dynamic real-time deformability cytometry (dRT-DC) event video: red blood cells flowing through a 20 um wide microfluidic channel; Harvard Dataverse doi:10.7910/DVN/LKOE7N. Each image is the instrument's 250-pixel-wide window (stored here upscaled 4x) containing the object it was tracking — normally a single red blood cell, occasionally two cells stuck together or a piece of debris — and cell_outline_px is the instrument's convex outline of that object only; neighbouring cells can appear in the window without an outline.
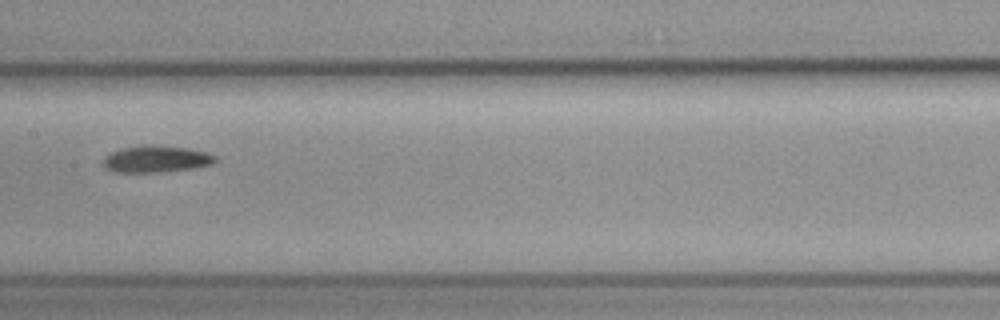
{"species": "common noctule bat (a hibernating species)", "species_latin": "Nyctalus noctula", "temperature_condition": "cold", "stored_images_in_passage": 15, "camera_frame_rate_fps": 3000, "um_per_image_px": 0.085, "animal": {"sex": "female", "body_mass_g": 19.3, "forearm_length_mm": 54.1}, "frame": {"image": 1, "passage_image": 8, "time_ms": 9.333, "image_size_px": [1000, 320], "cell_outline_px": [[216, 160], [212, 164], [192, 168], [160, 172], [116, 172], [104, 168], [100, 164], [104, 156], [112, 152], [124, 148], [144, 144], [152, 144], [188, 148], [208, 152], [216, 156]], "centroid_in_image_um": [13.24, 13.51], "position_along_channel_um": 194.2, "area_um2": 17.69}}
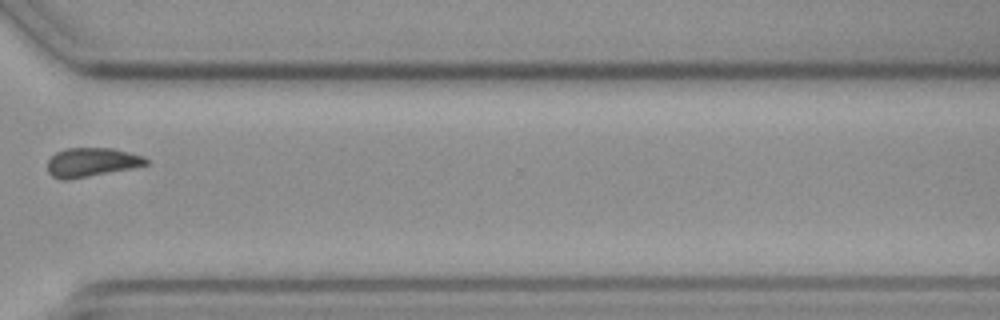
{"frame": {"image": 2, "passage_image": 12, "time_ms": 14.0, "image_size_px": [1000, 320], "cell_outline_px": [[148, 164], [132, 168], [68, 180], [60, 180], [52, 176], [48, 172], [48, 160], [56, 152], [68, 148], [112, 148], [144, 156], [148, 160]], "centroid_in_image_um": [7.77, 13.8], "position_along_channel_um": 362.8, "area_um2": 16.59}}